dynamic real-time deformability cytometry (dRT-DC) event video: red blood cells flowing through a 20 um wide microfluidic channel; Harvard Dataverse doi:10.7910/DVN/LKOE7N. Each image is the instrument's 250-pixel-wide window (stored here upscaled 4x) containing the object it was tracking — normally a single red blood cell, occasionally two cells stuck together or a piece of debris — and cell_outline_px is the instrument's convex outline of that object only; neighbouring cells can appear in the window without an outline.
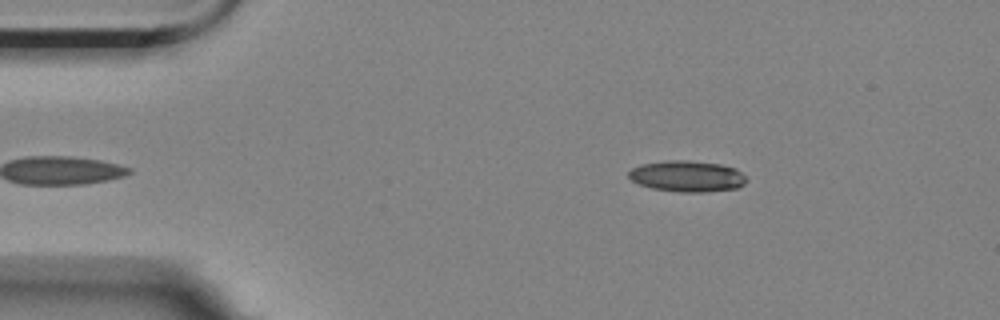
{"species": "Egyptian fruit bat (a non-hibernating species)", "species_latin": "Rousettus aegyptiacus", "temperature_condition": "room temperature", "stored_images_in_passage": 41, "camera_frame_rate_fps": 3000, "um_per_image_px": 0.085, "animal": {"sex": "female"}, "frame": {"image": 1, "passage_image": 2, "time_ms": 0.333, "image_size_px": [1000, 320], "cell_outline_px": [[748, 180], [744, 184], [736, 188], [704, 192], [680, 192], [652, 188], [640, 184], [632, 180], [628, 176], [628, 172], [632, 168], [640, 164], [664, 160], [684, 160], [720, 164], [736, 168]], "centroid_in_image_um": [58.39, 14.97], "position_along_channel_um": 26.6, "area_um2": 21.33}}
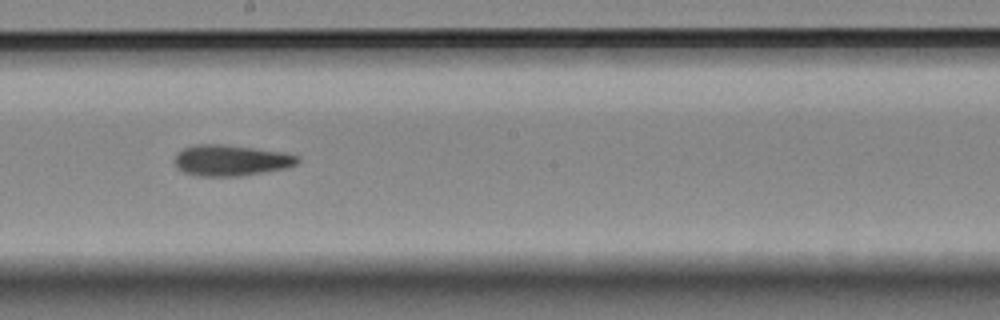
{"frame": {"image": 2, "passage_image": 24, "time_ms": 7.667, "image_size_px": [1000, 320], "cell_outline_px": [[300, 160], [296, 164], [288, 168], [240, 176], [200, 176], [184, 172], [176, 168], [176, 156], [184, 148], [196, 144], [220, 144], [284, 152], [300, 156]], "centroid_in_image_um": [19.67, 13.63], "position_along_channel_um": 228.5, "area_um2": 22.08}}
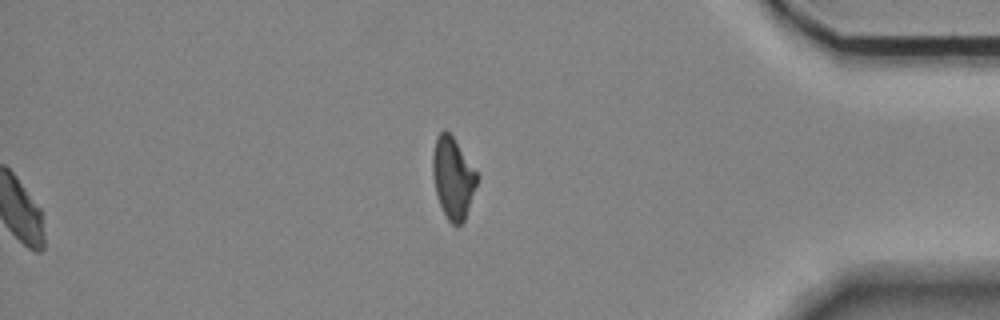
{"frame": {"image": 3, "passage_image": 41, "time_ms": 13.333, "image_size_px": [1000, 320], "cell_outline_px": [[480, 176], [464, 220], [456, 228], [448, 220], [440, 204], [436, 192], [432, 172], [432, 156], [436, 136], [444, 128], [452, 136]], "centroid_in_image_um": [38.5, 15.11], "position_along_channel_um": 396.7, "area_um2": 20.98}, "authors_computed_cell_mechanics": {"area_um2": 21.8484, "velocity_mm_per_s": 3.5286, "shape_relaxation_time_tau1_ms": null, "shape_relaxation_time_tau2_ms": 6.3319, "deformation_change_tau1": null, "deformation_change_tau2": 0.1488}}